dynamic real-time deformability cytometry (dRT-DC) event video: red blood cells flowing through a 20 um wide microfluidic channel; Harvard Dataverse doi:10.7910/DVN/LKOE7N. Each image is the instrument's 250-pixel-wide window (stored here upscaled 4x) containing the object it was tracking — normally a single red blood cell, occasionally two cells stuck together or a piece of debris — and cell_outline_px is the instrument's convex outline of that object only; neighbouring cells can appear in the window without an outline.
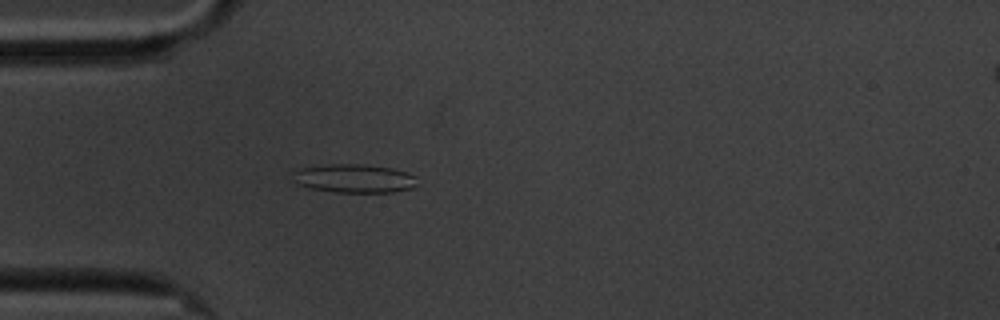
{"species": "common noctule bat (a hibernating species)", "species_latin": "Nyctalus noctula", "temperature_condition": "cold", "stored_images_in_passage": 47, "camera_frame_rate_fps": 3000, "um_per_image_px": 0.085, "animal": {"sex": "male", "body_mass_g": 20.1, "forearm_length_mm": 53.5}, "frame": {"image": 1, "passage_image": 5, "time_ms": 1.333, "image_size_px": [1000, 320], "cell_outline_px": [[416, 184], [412, 188], [392, 192], [336, 192], [308, 188], [296, 184], [292, 180], [292, 172], [300, 168], [328, 164], [364, 164], [392, 168], [416, 176]], "centroid_in_image_um": [30.04, 15.16], "position_along_channel_um": 55.0, "area_um2": 20.87}}
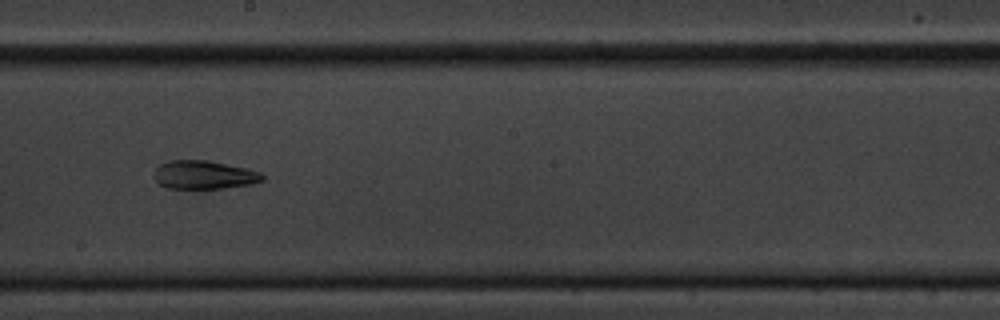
{"frame": {"image": 2, "passage_image": 21, "time_ms": 6.667, "image_size_px": [1000, 320], "cell_outline_px": [[264, 180], [252, 184], [224, 188], [168, 188], [160, 184], [152, 176], [156, 168], [160, 164], [168, 160], [204, 160], [248, 168], [260, 172], [264, 176]], "centroid_in_image_um": [17.34, 14.86], "position_along_channel_um": 230.9, "area_um2": 17.98}}
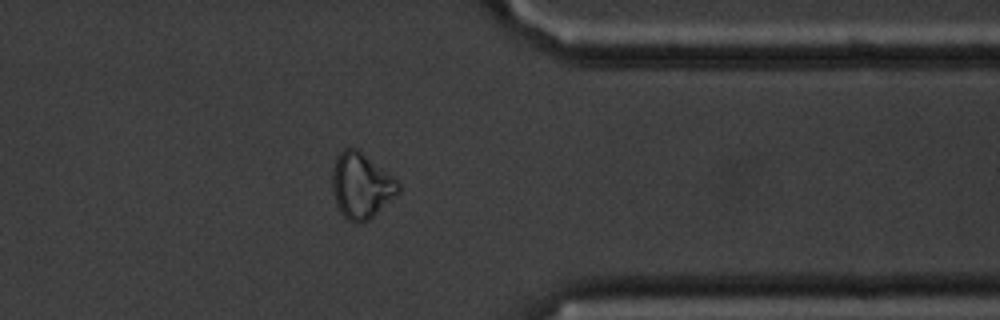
{"frame": {"image": 3, "passage_image": 35, "time_ms": 11.333, "image_size_px": [1000, 320], "cell_outline_px": [[400, 192], [368, 220], [360, 224], [356, 224], [348, 220], [340, 212], [336, 204], [332, 188], [332, 172], [336, 156], [344, 148], [356, 148], [392, 176], [400, 184]], "centroid_in_image_um": [30.68, 15.8], "position_along_channel_um": 380.7, "area_um2": 25.03}, "authors_computed_cell_mechanics": {"area_um2": 19.1318, "velocity_mm_per_s": 3.4082, "shape_relaxation_time_tau1_ms": null, "shape_relaxation_time_tau2_ms": 6.4193, "deformation_change_tau1": null, "deformation_change_tau2": 0.1727}}